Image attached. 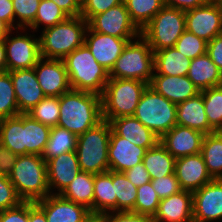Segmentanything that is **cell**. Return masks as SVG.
<instances>
[{
  "label": "cell",
  "mask_w": 222,
  "mask_h": 222,
  "mask_svg": "<svg viewBox=\"0 0 222 222\" xmlns=\"http://www.w3.org/2000/svg\"><path fill=\"white\" fill-rule=\"evenodd\" d=\"M59 104L57 126L77 136L103 120L101 96L98 94L71 89L59 97Z\"/></svg>",
  "instance_id": "cell-1"
},
{
  "label": "cell",
  "mask_w": 222,
  "mask_h": 222,
  "mask_svg": "<svg viewBox=\"0 0 222 222\" xmlns=\"http://www.w3.org/2000/svg\"><path fill=\"white\" fill-rule=\"evenodd\" d=\"M87 28L88 22L81 16H75L44 29L39 37L41 58L64 59L84 45Z\"/></svg>",
  "instance_id": "cell-2"
},
{
  "label": "cell",
  "mask_w": 222,
  "mask_h": 222,
  "mask_svg": "<svg viewBox=\"0 0 222 222\" xmlns=\"http://www.w3.org/2000/svg\"><path fill=\"white\" fill-rule=\"evenodd\" d=\"M8 177L23 201L35 202L52 193L48 186L47 164L42 156L33 154L18 156Z\"/></svg>",
  "instance_id": "cell-3"
},
{
  "label": "cell",
  "mask_w": 222,
  "mask_h": 222,
  "mask_svg": "<svg viewBox=\"0 0 222 222\" xmlns=\"http://www.w3.org/2000/svg\"><path fill=\"white\" fill-rule=\"evenodd\" d=\"M73 90L102 95L109 72L101 66L84 44L63 59Z\"/></svg>",
  "instance_id": "cell-4"
},
{
  "label": "cell",
  "mask_w": 222,
  "mask_h": 222,
  "mask_svg": "<svg viewBox=\"0 0 222 222\" xmlns=\"http://www.w3.org/2000/svg\"><path fill=\"white\" fill-rule=\"evenodd\" d=\"M148 83L135 79L109 78L101 95L102 118L110 122L133 116Z\"/></svg>",
  "instance_id": "cell-5"
},
{
  "label": "cell",
  "mask_w": 222,
  "mask_h": 222,
  "mask_svg": "<svg viewBox=\"0 0 222 222\" xmlns=\"http://www.w3.org/2000/svg\"><path fill=\"white\" fill-rule=\"evenodd\" d=\"M111 129L110 122L103 119L78 136L76 153L81 171L92 174L109 171L108 146Z\"/></svg>",
  "instance_id": "cell-6"
},
{
  "label": "cell",
  "mask_w": 222,
  "mask_h": 222,
  "mask_svg": "<svg viewBox=\"0 0 222 222\" xmlns=\"http://www.w3.org/2000/svg\"><path fill=\"white\" fill-rule=\"evenodd\" d=\"M138 38L124 47L109 72V78L135 79L150 84L154 74V52L141 35Z\"/></svg>",
  "instance_id": "cell-7"
},
{
  "label": "cell",
  "mask_w": 222,
  "mask_h": 222,
  "mask_svg": "<svg viewBox=\"0 0 222 222\" xmlns=\"http://www.w3.org/2000/svg\"><path fill=\"white\" fill-rule=\"evenodd\" d=\"M176 111L177 104L172 103L148 85L142 93L133 116L161 138L177 124Z\"/></svg>",
  "instance_id": "cell-8"
},
{
  "label": "cell",
  "mask_w": 222,
  "mask_h": 222,
  "mask_svg": "<svg viewBox=\"0 0 222 222\" xmlns=\"http://www.w3.org/2000/svg\"><path fill=\"white\" fill-rule=\"evenodd\" d=\"M186 30L185 11L164 6L152 20L141 29V36L152 51L174 47Z\"/></svg>",
  "instance_id": "cell-9"
},
{
  "label": "cell",
  "mask_w": 222,
  "mask_h": 222,
  "mask_svg": "<svg viewBox=\"0 0 222 222\" xmlns=\"http://www.w3.org/2000/svg\"><path fill=\"white\" fill-rule=\"evenodd\" d=\"M88 26L96 32L124 39H134L141 35V30L131 20L125 3L95 15Z\"/></svg>",
  "instance_id": "cell-10"
},
{
  "label": "cell",
  "mask_w": 222,
  "mask_h": 222,
  "mask_svg": "<svg viewBox=\"0 0 222 222\" xmlns=\"http://www.w3.org/2000/svg\"><path fill=\"white\" fill-rule=\"evenodd\" d=\"M9 35L4 38L7 71L34 68L41 59L39 39L27 34L13 38Z\"/></svg>",
  "instance_id": "cell-11"
},
{
  "label": "cell",
  "mask_w": 222,
  "mask_h": 222,
  "mask_svg": "<svg viewBox=\"0 0 222 222\" xmlns=\"http://www.w3.org/2000/svg\"><path fill=\"white\" fill-rule=\"evenodd\" d=\"M186 30L209 42L222 33V10L211 0L185 11Z\"/></svg>",
  "instance_id": "cell-12"
},
{
  "label": "cell",
  "mask_w": 222,
  "mask_h": 222,
  "mask_svg": "<svg viewBox=\"0 0 222 222\" xmlns=\"http://www.w3.org/2000/svg\"><path fill=\"white\" fill-rule=\"evenodd\" d=\"M44 60L41 58L36 63L34 70L45 96L60 97L71 90L72 88L63 59Z\"/></svg>",
  "instance_id": "cell-13"
},
{
  "label": "cell",
  "mask_w": 222,
  "mask_h": 222,
  "mask_svg": "<svg viewBox=\"0 0 222 222\" xmlns=\"http://www.w3.org/2000/svg\"><path fill=\"white\" fill-rule=\"evenodd\" d=\"M222 218V179H213L193 192V221L211 222Z\"/></svg>",
  "instance_id": "cell-14"
},
{
  "label": "cell",
  "mask_w": 222,
  "mask_h": 222,
  "mask_svg": "<svg viewBox=\"0 0 222 222\" xmlns=\"http://www.w3.org/2000/svg\"><path fill=\"white\" fill-rule=\"evenodd\" d=\"M131 40L96 32L88 26L84 44L89 48L95 60L110 72L116 59Z\"/></svg>",
  "instance_id": "cell-15"
},
{
  "label": "cell",
  "mask_w": 222,
  "mask_h": 222,
  "mask_svg": "<svg viewBox=\"0 0 222 222\" xmlns=\"http://www.w3.org/2000/svg\"><path fill=\"white\" fill-rule=\"evenodd\" d=\"M205 134L189 127L175 125L160 138V143L175 158L201 153Z\"/></svg>",
  "instance_id": "cell-16"
},
{
  "label": "cell",
  "mask_w": 222,
  "mask_h": 222,
  "mask_svg": "<svg viewBox=\"0 0 222 222\" xmlns=\"http://www.w3.org/2000/svg\"><path fill=\"white\" fill-rule=\"evenodd\" d=\"M174 173L181 189L192 193L213 180L201 153L176 159Z\"/></svg>",
  "instance_id": "cell-17"
},
{
  "label": "cell",
  "mask_w": 222,
  "mask_h": 222,
  "mask_svg": "<svg viewBox=\"0 0 222 222\" xmlns=\"http://www.w3.org/2000/svg\"><path fill=\"white\" fill-rule=\"evenodd\" d=\"M35 203L44 211L47 222H83L90 214L85 206L50 194Z\"/></svg>",
  "instance_id": "cell-18"
},
{
  "label": "cell",
  "mask_w": 222,
  "mask_h": 222,
  "mask_svg": "<svg viewBox=\"0 0 222 222\" xmlns=\"http://www.w3.org/2000/svg\"><path fill=\"white\" fill-rule=\"evenodd\" d=\"M13 83L19 113H27L43 98V93L34 68L9 71Z\"/></svg>",
  "instance_id": "cell-19"
},
{
  "label": "cell",
  "mask_w": 222,
  "mask_h": 222,
  "mask_svg": "<svg viewBox=\"0 0 222 222\" xmlns=\"http://www.w3.org/2000/svg\"><path fill=\"white\" fill-rule=\"evenodd\" d=\"M147 149L118 136L112 129L108 146L109 170L125 172L142 162Z\"/></svg>",
  "instance_id": "cell-20"
},
{
  "label": "cell",
  "mask_w": 222,
  "mask_h": 222,
  "mask_svg": "<svg viewBox=\"0 0 222 222\" xmlns=\"http://www.w3.org/2000/svg\"><path fill=\"white\" fill-rule=\"evenodd\" d=\"M152 219L153 222H194L193 193L181 190L162 199Z\"/></svg>",
  "instance_id": "cell-21"
},
{
  "label": "cell",
  "mask_w": 222,
  "mask_h": 222,
  "mask_svg": "<svg viewBox=\"0 0 222 222\" xmlns=\"http://www.w3.org/2000/svg\"><path fill=\"white\" fill-rule=\"evenodd\" d=\"M149 86L175 104L184 102L200 93V90L187 76L153 75Z\"/></svg>",
  "instance_id": "cell-22"
},
{
  "label": "cell",
  "mask_w": 222,
  "mask_h": 222,
  "mask_svg": "<svg viewBox=\"0 0 222 222\" xmlns=\"http://www.w3.org/2000/svg\"><path fill=\"white\" fill-rule=\"evenodd\" d=\"M49 189L57 188L60 194L81 171L76 151L62 153L46 161Z\"/></svg>",
  "instance_id": "cell-23"
},
{
  "label": "cell",
  "mask_w": 222,
  "mask_h": 222,
  "mask_svg": "<svg viewBox=\"0 0 222 222\" xmlns=\"http://www.w3.org/2000/svg\"><path fill=\"white\" fill-rule=\"evenodd\" d=\"M112 130L121 137L135 144L136 146L146 148L147 150L153 148L160 142L153 131L145 127L134 116H123L110 121Z\"/></svg>",
  "instance_id": "cell-24"
},
{
  "label": "cell",
  "mask_w": 222,
  "mask_h": 222,
  "mask_svg": "<svg viewBox=\"0 0 222 222\" xmlns=\"http://www.w3.org/2000/svg\"><path fill=\"white\" fill-rule=\"evenodd\" d=\"M176 117L177 125L189 127L205 135L216 132L208 123L201 92L177 104Z\"/></svg>",
  "instance_id": "cell-25"
},
{
  "label": "cell",
  "mask_w": 222,
  "mask_h": 222,
  "mask_svg": "<svg viewBox=\"0 0 222 222\" xmlns=\"http://www.w3.org/2000/svg\"><path fill=\"white\" fill-rule=\"evenodd\" d=\"M187 77L200 91L222 85V71L207 53L191 60Z\"/></svg>",
  "instance_id": "cell-26"
},
{
  "label": "cell",
  "mask_w": 222,
  "mask_h": 222,
  "mask_svg": "<svg viewBox=\"0 0 222 222\" xmlns=\"http://www.w3.org/2000/svg\"><path fill=\"white\" fill-rule=\"evenodd\" d=\"M191 59L180 53L175 47L154 52L153 75L187 76Z\"/></svg>",
  "instance_id": "cell-27"
},
{
  "label": "cell",
  "mask_w": 222,
  "mask_h": 222,
  "mask_svg": "<svg viewBox=\"0 0 222 222\" xmlns=\"http://www.w3.org/2000/svg\"><path fill=\"white\" fill-rule=\"evenodd\" d=\"M59 195L66 200L85 206L94 213V174L80 171Z\"/></svg>",
  "instance_id": "cell-28"
},
{
  "label": "cell",
  "mask_w": 222,
  "mask_h": 222,
  "mask_svg": "<svg viewBox=\"0 0 222 222\" xmlns=\"http://www.w3.org/2000/svg\"><path fill=\"white\" fill-rule=\"evenodd\" d=\"M0 145L18 156L25 154L24 113L0 119Z\"/></svg>",
  "instance_id": "cell-29"
},
{
  "label": "cell",
  "mask_w": 222,
  "mask_h": 222,
  "mask_svg": "<svg viewBox=\"0 0 222 222\" xmlns=\"http://www.w3.org/2000/svg\"><path fill=\"white\" fill-rule=\"evenodd\" d=\"M176 159L159 142L146 151L142 163L149 172L151 179L174 174Z\"/></svg>",
  "instance_id": "cell-30"
},
{
  "label": "cell",
  "mask_w": 222,
  "mask_h": 222,
  "mask_svg": "<svg viewBox=\"0 0 222 222\" xmlns=\"http://www.w3.org/2000/svg\"><path fill=\"white\" fill-rule=\"evenodd\" d=\"M116 212L114 197L113 171L94 174V213Z\"/></svg>",
  "instance_id": "cell-31"
},
{
  "label": "cell",
  "mask_w": 222,
  "mask_h": 222,
  "mask_svg": "<svg viewBox=\"0 0 222 222\" xmlns=\"http://www.w3.org/2000/svg\"><path fill=\"white\" fill-rule=\"evenodd\" d=\"M51 128L24 113L25 154L42 156L49 140Z\"/></svg>",
  "instance_id": "cell-32"
},
{
  "label": "cell",
  "mask_w": 222,
  "mask_h": 222,
  "mask_svg": "<svg viewBox=\"0 0 222 222\" xmlns=\"http://www.w3.org/2000/svg\"><path fill=\"white\" fill-rule=\"evenodd\" d=\"M201 154L213 179H222V131L206 134Z\"/></svg>",
  "instance_id": "cell-33"
},
{
  "label": "cell",
  "mask_w": 222,
  "mask_h": 222,
  "mask_svg": "<svg viewBox=\"0 0 222 222\" xmlns=\"http://www.w3.org/2000/svg\"><path fill=\"white\" fill-rule=\"evenodd\" d=\"M77 139L78 136L66 128L52 127L42 158L47 161L58 157L62 153L76 151Z\"/></svg>",
  "instance_id": "cell-34"
},
{
  "label": "cell",
  "mask_w": 222,
  "mask_h": 222,
  "mask_svg": "<svg viewBox=\"0 0 222 222\" xmlns=\"http://www.w3.org/2000/svg\"><path fill=\"white\" fill-rule=\"evenodd\" d=\"M114 197H116V212H134L137 199L135 187L124 172L113 171Z\"/></svg>",
  "instance_id": "cell-35"
},
{
  "label": "cell",
  "mask_w": 222,
  "mask_h": 222,
  "mask_svg": "<svg viewBox=\"0 0 222 222\" xmlns=\"http://www.w3.org/2000/svg\"><path fill=\"white\" fill-rule=\"evenodd\" d=\"M131 20L141 30L164 7L163 0H124Z\"/></svg>",
  "instance_id": "cell-36"
},
{
  "label": "cell",
  "mask_w": 222,
  "mask_h": 222,
  "mask_svg": "<svg viewBox=\"0 0 222 222\" xmlns=\"http://www.w3.org/2000/svg\"><path fill=\"white\" fill-rule=\"evenodd\" d=\"M200 92L203 95V103L209 125L215 131H222V85Z\"/></svg>",
  "instance_id": "cell-37"
},
{
  "label": "cell",
  "mask_w": 222,
  "mask_h": 222,
  "mask_svg": "<svg viewBox=\"0 0 222 222\" xmlns=\"http://www.w3.org/2000/svg\"><path fill=\"white\" fill-rule=\"evenodd\" d=\"M27 114L50 128L57 126L60 116L59 97L43 98Z\"/></svg>",
  "instance_id": "cell-38"
},
{
  "label": "cell",
  "mask_w": 222,
  "mask_h": 222,
  "mask_svg": "<svg viewBox=\"0 0 222 222\" xmlns=\"http://www.w3.org/2000/svg\"><path fill=\"white\" fill-rule=\"evenodd\" d=\"M10 72L0 73V119L19 115Z\"/></svg>",
  "instance_id": "cell-39"
},
{
  "label": "cell",
  "mask_w": 222,
  "mask_h": 222,
  "mask_svg": "<svg viewBox=\"0 0 222 222\" xmlns=\"http://www.w3.org/2000/svg\"><path fill=\"white\" fill-rule=\"evenodd\" d=\"M68 17L69 16L53 1L41 0L37 9L35 20L29 26V28L36 30L40 24H44V29H46L63 22Z\"/></svg>",
  "instance_id": "cell-40"
},
{
  "label": "cell",
  "mask_w": 222,
  "mask_h": 222,
  "mask_svg": "<svg viewBox=\"0 0 222 222\" xmlns=\"http://www.w3.org/2000/svg\"><path fill=\"white\" fill-rule=\"evenodd\" d=\"M159 196L156 194L151 181L137 188V199L134 212L154 217L160 203Z\"/></svg>",
  "instance_id": "cell-41"
},
{
  "label": "cell",
  "mask_w": 222,
  "mask_h": 222,
  "mask_svg": "<svg viewBox=\"0 0 222 222\" xmlns=\"http://www.w3.org/2000/svg\"><path fill=\"white\" fill-rule=\"evenodd\" d=\"M174 47L191 60L207 53V41L187 30L183 32Z\"/></svg>",
  "instance_id": "cell-42"
},
{
  "label": "cell",
  "mask_w": 222,
  "mask_h": 222,
  "mask_svg": "<svg viewBox=\"0 0 222 222\" xmlns=\"http://www.w3.org/2000/svg\"><path fill=\"white\" fill-rule=\"evenodd\" d=\"M41 0H12L15 16L19 18L18 28L25 30L35 20ZM24 26V27H23Z\"/></svg>",
  "instance_id": "cell-43"
},
{
  "label": "cell",
  "mask_w": 222,
  "mask_h": 222,
  "mask_svg": "<svg viewBox=\"0 0 222 222\" xmlns=\"http://www.w3.org/2000/svg\"><path fill=\"white\" fill-rule=\"evenodd\" d=\"M124 3V0H81V17L89 22L95 15Z\"/></svg>",
  "instance_id": "cell-44"
},
{
  "label": "cell",
  "mask_w": 222,
  "mask_h": 222,
  "mask_svg": "<svg viewBox=\"0 0 222 222\" xmlns=\"http://www.w3.org/2000/svg\"><path fill=\"white\" fill-rule=\"evenodd\" d=\"M21 202L23 200L17 195L9 177L0 175V211L14 208Z\"/></svg>",
  "instance_id": "cell-45"
},
{
  "label": "cell",
  "mask_w": 222,
  "mask_h": 222,
  "mask_svg": "<svg viewBox=\"0 0 222 222\" xmlns=\"http://www.w3.org/2000/svg\"><path fill=\"white\" fill-rule=\"evenodd\" d=\"M151 183L160 200L177 194L182 190L175 173L161 178L151 179Z\"/></svg>",
  "instance_id": "cell-46"
},
{
  "label": "cell",
  "mask_w": 222,
  "mask_h": 222,
  "mask_svg": "<svg viewBox=\"0 0 222 222\" xmlns=\"http://www.w3.org/2000/svg\"><path fill=\"white\" fill-rule=\"evenodd\" d=\"M0 222H29V201L18 206L0 211Z\"/></svg>",
  "instance_id": "cell-47"
},
{
  "label": "cell",
  "mask_w": 222,
  "mask_h": 222,
  "mask_svg": "<svg viewBox=\"0 0 222 222\" xmlns=\"http://www.w3.org/2000/svg\"><path fill=\"white\" fill-rule=\"evenodd\" d=\"M116 213V214H115ZM107 212L104 214L105 222H153L152 217L135 212ZM112 214V215H111Z\"/></svg>",
  "instance_id": "cell-48"
},
{
  "label": "cell",
  "mask_w": 222,
  "mask_h": 222,
  "mask_svg": "<svg viewBox=\"0 0 222 222\" xmlns=\"http://www.w3.org/2000/svg\"><path fill=\"white\" fill-rule=\"evenodd\" d=\"M124 174L127 176L128 180L137 188L151 181L149 172L142 162L138 163L133 168L126 170Z\"/></svg>",
  "instance_id": "cell-49"
},
{
  "label": "cell",
  "mask_w": 222,
  "mask_h": 222,
  "mask_svg": "<svg viewBox=\"0 0 222 222\" xmlns=\"http://www.w3.org/2000/svg\"><path fill=\"white\" fill-rule=\"evenodd\" d=\"M17 158L18 155L0 145V175L9 176Z\"/></svg>",
  "instance_id": "cell-50"
},
{
  "label": "cell",
  "mask_w": 222,
  "mask_h": 222,
  "mask_svg": "<svg viewBox=\"0 0 222 222\" xmlns=\"http://www.w3.org/2000/svg\"><path fill=\"white\" fill-rule=\"evenodd\" d=\"M207 54L222 71V33L207 42Z\"/></svg>",
  "instance_id": "cell-51"
},
{
  "label": "cell",
  "mask_w": 222,
  "mask_h": 222,
  "mask_svg": "<svg viewBox=\"0 0 222 222\" xmlns=\"http://www.w3.org/2000/svg\"><path fill=\"white\" fill-rule=\"evenodd\" d=\"M209 0H163L164 6L188 11L205 5Z\"/></svg>",
  "instance_id": "cell-52"
},
{
  "label": "cell",
  "mask_w": 222,
  "mask_h": 222,
  "mask_svg": "<svg viewBox=\"0 0 222 222\" xmlns=\"http://www.w3.org/2000/svg\"><path fill=\"white\" fill-rule=\"evenodd\" d=\"M15 13L12 0H0V19L4 21L12 30L18 29L13 24Z\"/></svg>",
  "instance_id": "cell-53"
},
{
  "label": "cell",
  "mask_w": 222,
  "mask_h": 222,
  "mask_svg": "<svg viewBox=\"0 0 222 222\" xmlns=\"http://www.w3.org/2000/svg\"><path fill=\"white\" fill-rule=\"evenodd\" d=\"M58 5L69 17L81 15V0H51Z\"/></svg>",
  "instance_id": "cell-54"
},
{
  "label": "cell",
  "mask_w": 222,
  "mask_h": 222,
  "mask_svg": "<svg viewBox=\"0 0 222 222\" xmlns=\"http://www.w3.org/2000/svg\"><path fill=\"white\" fill-rule=\"evenodd\" d=\"M29 222H47L44 211L32 201H29Z\"/></svg>",
  "instance_id": "cell-55"
},
{
  "label": "cell",
  "mask_w": 222,
  "mask_h": 222,
  "mask_svg": "<svg viewBox=\"0 0 222 222\" xmlns=\"http://www.w3.org/2000/svg\"><path fill=\"white\" fill-rule=\"evenodd\" d=\"M7 72L5 43L4 39L0 40V73Z\"/></svg>",
  "instance_id": "cell-56"
},
{
  "label": "cell",
  "mask_w": 222,
  "mask_h": 222,
  "mask_svg": "<svg viewBox=\"0 0 222 222\" xmlns=\"http://www.w3.org/2000/svg\"><path fill=\"white\" fill-rule=\"evenodd\" d=\"M9 32H12V29L0 19V40L4 39Z\"/></svg>",
  "instance_id": "cell-57"
},
{
  "label": "cell",
  "mask_w": 222,
  "mask_h": 222,
  "mask_svg": "<svg viewBox=\"0 0 222 222\" xmlns=\"http://www.w3.org/2000/svg\"><path fill=\"white\" fill-rule=\"evenodd\" d=\"M83 222H105L104 214L91 213Z\"/></svg>",
  "instance_id": "cell-58"
},
{
  "label": "cell",
  "mask_w": 222,
  "mask_h": 222,
  "mask_svg": "<svg viewBox=\"0 0 222 222\" xmlns=\"http://www.w3.org/2000/svg\"><path fill=\"white\" fill-rule=\"evenodd\" d=\"M222 10V0H211Z\"/></svg>",
  "instance_id": "cell-59"
}]
</instances>
